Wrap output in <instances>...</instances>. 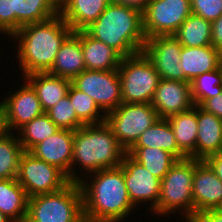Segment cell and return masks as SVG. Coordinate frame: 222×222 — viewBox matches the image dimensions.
<instances>
[{"instance_id":"obj_1","label":"cell","mask_w":222,"mask_h":222,"mask_svg":"<svg viewBox=\"0 0 222 222\" xmlns=\"http://www.w3.org/2000/svg\"><path fill=\"white\" fill-rule=\"evenodd\" d=\"M93 180L87 184L80 179L83 214L85 221L120 222L133 210L128 196L123 169H102L93 172ZM87 184V185H86Z\"/></svg>"},{"instance_id":"obj_2","label":"cell","mask_w":222,"mask_h":222,"mask_svg":"<svg viewBox=\"0 0 222 222\" xmlns=\"http://www.w3.org/2000/svg\"><path fill=\"white\" fill-rule=\"evenodd\" d=\"M72 32L60 14L45 21L25 25L15 32L12 36L19 39L18 60L22 75L48 72L62 43Z\"/></svg>"},{"instance_id":"obj_3","label":"cell","mask_w":222,"mask_h":222,"mask_svg":"<svg viewBox=\"0 0 222 222\" xmlns=\"http://www.w3.org/2000/svg\"><path fill=\"white\" fill-rule=\"evenodd\" d=\"M85 31L116 50L123 58L143 52L146 42L142 12L112 2Z\"/></svg>"},{"instance_id":"obj_4","label":"cell","mask_w":222,"mask_h":222,"mask_svg":"<svg viewBox=\"0 0 222 222\" xmlns=\"http://www.w3.org/2000/svg\"><path fill=\"white\" fill-rule=\"evenodd\" d=\"M126 153L106 122L83 125L74 131L71 182L81 179L72 170L78 162L90 174L120 166Z\"/></svg>"},{"instance_id":"obj_5","label":"cell","mask_w":222,"mask_h":222,"mask_svg":"<svg viewBox=\"0 0 222 222\" xmlns=\"http://www.w3.org/2000/svg\"><path fill=\"white\" fill-rule=\"evenodd\" d=\"M82 192L78 182L63 189L29 197L24 222H84Z\"/></svg>"},{"instance_id":"obj_6","label":"cell","mask_w":222,"mask_h":222,"mask_svg":"<svg viewBox=\"0 0 222 222\" xmlns=\"http://www.w3.org/2000/svg\"><path fill=\"white\" fill-rule=\"evenodd\" d=\"M196 160L186 157L173 164L161 180L158 206L152 212L168 215L181 208L187 222L193 219L192 186Z\"/></svg>"},{"instance_id":"obj_7","label":"cell","mask_w":222,"mask_h":222,"mask_svg":"<svg viewBox=\"0 0 222 222\" xmlns=\"http://www.w3.org/2000/svg\"><path fill=\"white\" fill-rule=\"evenodd\" d=\"M118 73L123 103L152 102L161 77L144 52L122 58Z\"/></svg>"},{"instance_id":"obj_8","label":"cell","mask_w":222,"mask_h":222,"mask_svg":"<svg viewBox=\"0 0 222 222\" xmlns=\"http://www.w3.org/2000/svg\"><path fill=\"white\" fill-rule=\"evenodd\" d=\"M159 118L151 103L122 102L115 110L106 114L105 122L119 144L128 151L140 135Z\"/></svg>"},{"instance_id":"obj_9","label":"cell","mask_w":222,"mask_h":222,"mask_svg":"<svg viewBox=\"0 0 222 222\" xmlns=\"http://www.w3.org/2000/svg\"><path fill=\"white\" fill-rule=\"evenodd\" d=\"M16 180L28 197L57 192L71 182L58 167L36 158L29 151L21 156Z\"/></svg>"},{"instance_id":"obj_10","label":"cell","mask_w":222,"mask_h":222,"mask_svg":"<svg viewBox=\"0 0 222 222\" xmlns=\"http://www.w3.org/2000/svg\"><path fill=\"white\" fill-rule=\"evenodd\" d=\"M191 14L190 0H150L142 13L145 38L174 35Z\"/></svg>"},{"instance_id":"obj_11","label":"cell","mask_w":222,"mask_h":222,"mask_svg":"<svg viewBox=\"0 0 222 222\" xmlns=\"http://www.w3.org/2000/svg\"><path fill=\"white\" fill-rule=\"evenodd\" d=\"M71 84L79 91L88 94L104 114L115 110L122 103L118 69L83 70L71 81Z\"/></svg>"},{"instance_id":"obj_12","label":"cell","mask_w":222,"mask_h":222,"mask_svg":"<svg viewBox=\"0 0 222 222\" xmlns=\"http://www.w3.org/2000/svg\"><path fill=\"white\" fill-rule=\"evenodd\" d=\"M143 52L162 79L186 82L180 62L182 45L174 35L147 38Z\"/></svg>"},{"instance_id":"obj_13","label":"cell","mask_w":222,"mask_h":222,"mask_svg":"<svg viewBox=\"0 0 222 222\" xmlns=\"http://www.w3.org/2000/svg\"><path fill=\"white\" fill-rule=\"evenodd\" d=\"M120 167L123 169L125 186L131 203L150 202L154 211L158 206L161 180L151 175L140 163L128 153L123 157Z\"/></svg>"},{"instance_id":"obj_14","label":"cell","mask_w":222,"mask_h":222,"mask_svg":"<svg viewBox=\"0 0 222 222\" xmlns=\"http://www.w3.org/2000/svg\"><path fill=\"white\" fill-rule=\"evenodd\" d=\"M192 198L193 217L206 210L222 209V181L205 160L195 161Z\"/></svg>"},{"instance_id":"obj_15","label":"cell","mask_w":222,"mask_h":222,"mask_svg":"<svg viewBox=\"0 0 222 222\" xmlns=\"http://www.w3.org/2000/svg\"><path fill=\"white\" fill-rule=\"evenodd\" d=\"M151 104L159 117L165 119L192 109L195 104L190 83L161 78Z\"/></svg>"},{"instance_id":"obj_16","label":"cell","mask_w":222,"mask_h":222,"mask_svg":"<svg viewBox=\"0 0 222 222\" xmlns=\"http://www.w3.org/2000/svg\"><path fill=\"white\" fill-rule=\"evenodd\" d=\"M74 131L59 129L52 136L39 142L29 152L36 158L58 167L71 181Z\"/></svg>"},{"instance_id":"obj_17","label":"cell","mask_w":222,"mask_h":222,"mask_svg":"<svg viewBox=\"0 0 222 222\" xmlns=\"http://www.w3.org/2000/svg\"><path fill=\"white\" fill-rule=\"evenodd\" d=\"M1 104L5 109L10 131L12 129L17 131L34 118L45 113L36 91L29 83L23 84L15 93L2 100Z\"/></svg>"},{"instance_id":"obj_18","label":"cell","mask_w":222,"mask_h":222,"mask_svg":"<svg viewBox=\"0 0 222 222\" xmlns=\"http://www.w3.org/2000/svg\"><path fill=\"white\" fill-rule=\"evenodd\" d=\"M197 124L196 149L190 157L206 160L222 151V119L197 105Z\"/></svg>"},{"instance_id":"obj_19","label":"cell","mask_w":222,"mask_h":222,"mask_svg":"<svg viewBox=\"0 0 222 222\" xmlns=\"http://www.w3.org/2000/svg\"><path fill=\"white\" fill-rule=\"evenodd\" d=\"M112 0H60L59 14L73 32L85 30L104 12Z\"/></svg>"},{"instance_id":"obj_20","label":"cell","mask_w":222,"mask_h":222,"mask_svg":"<svg viewBox=\"0 0 222 222\" xmlns=\"http://www.w3.org/2000/svg\"><path fill=\"white\" fill-rule=\"evenodd\" d=\"M86 70L81 47V31L72 32L62 43L48 73L73 80Z\"/></svg>"},{"instance_id":"obj_21","label":"cell","mask_w":222,"mask_h":222,"mask_svg":"<svg viewBox=\"0 0 222 222\" xmlns=\"http://www.w3.org/2000/svg\"><path fill=\"white\" fill-rule=\"evenodd\" d=\"M180 62L186 82L190 83L197 76L220 68L222 66V52L212 45L204 47L182 46Z\"/></svg>"},{"instance_id":"obj_22","label":"cell","mask_w":222,"mask_h":222,"mask_svg":"<svg viewBox=\"0 0 222 222\" xmlns=\"http://www.w3.org/2000/svg\"><path fill=\"white\" fill-rule=\"evenodd\" d=\"M24 77V80L36 91L45 113L67 95L71 85V80L48 72H35Z\"/></svg>"},{"instance_id":"obj_23","label":"cell","mask_w":222,"mask_h":222,"mask_svg":"<svg viewBox=\"0 0 222 222\" xmlns=\"http://www.w3.org/2000/svg\"><path fill=\"white\" fill-rule=\"evenodd\" d=\"M81 47L86 70L110 71L118 69L122 56L105 43L81 30Z\"/></svg>"},{"instance_id":"obj_24","label":"cell","mask_w":222,"mask_h":222,"mask_svg":"<svg viewBox=\"0 0 222 222\" xmlns=\"http://www.w3.org/2000/svg\"><path fill=\"white\" fill-rule=\"evenodd\" d=\"M29 197L16 178L0 179V212L12 222H24Z\"/></svg>"},{"instance_id":"obj_25","label":"cell","mask_w":222,"mask_h":222,"mask_svg":"<svg viewBox=\"0 0 222 222\" xmlns=\"http://www.w3.org/2000/svg\"><path fill=\"white\" fill-rule=\"evenodd\" d=\"M132 147H152L166 150L177 159L187 156L178 148L173 129L165 118H159L146 129Z\"/></svg>"},{"instance_id":"obj_26","label":"cell","mask_w":222,"mask_h":222,"mask_svg":"<svg viewBox=\"0 0 222 222\" xmlns=\"http://www.w3.org/2000/svg\"><path fill=\"white\" fill-rule=\"evenodd\" d=\"M170 123L178 148L190 157L196 149L197 139V105L192 109L167 118Z\"/></svg>"},{"instance_id":"obj_27","label":"cell","mask_w":222,"mask_h":222,"mask_svg":"<svg viewBox=\"0 0 222 222\" xmlns=\"http://www.w3.org/2000/svg\"><path fill=\"white\" fill-rule=\"evenodd\" d=\"M127 153L160 180L178 160L173 154L160 148L131 147Z\"/></svg>"},{"instance_id":"obj_28","label":"cell","mask_w":222,"mask_h":222,"mask_svg":"<svg viewBox=\"0 0 222 222\" xmlns=\"http://www.w3.org/2000/svg\"><path fill=\"white\" fill-rule=\"evenodd\" d=\"M185 47H204L211 45V22L191 14L174 34Z\"/></svg>"},{"instance_id":"obj_29","label":"cell","mask_w":222,"mask_h":222,"mask_svg":"<svg viewBox=\"0 0 222 222\" xmlns=\"http://www.w3.org/2000/svg\"><path fill=\"white\" fill-rule=\"evenodd\" d=\"M60 11V0H18V30L45 21Z\"/></svg>"},{"instance_id":"obj_30","label":"cell","mask_w":222,"mask_h":222,"mask_svg":"<svg viewBox=\"0 0 222 222\" xmlns=\"http://www.w3.org/2000/svg\"><path fill=\"white\" fill-rule=\"evenodd\" d=\"M58 130L55 123L44 113L18 130V132L21 131L19 142L24 151H30L35 145L52 136Z\"/></svg>"},{"instance_id":"obj_31","label":"cell","mask_w":222,"mask_h":222,"mask_svg":"<svg viewBox=\"0 0 222 222\" xmlns=\"http://www.w3.org/2000/svg\"><path fill=\"white\" fill-rule=\"evenodd\" d=\"M24 149L19 138L9 134L0 140V179L17 177L20 159Z\"/></svg>"},{"instance_id":"obj_32","label":"cell","mask_w":222,"mask_h":222,"mask_svg":"<svg viewBox=\"0 0 222 222\" xmlns=\"http://www.w3.org/2000/svg\"><path fill=\"white\" fill-rule=\"evenodd\" d=\"M190 86L195 105L201 106L208 98L219 95L222 92V66L197 76Z\"/></svg>"},{"instance_id":"obj_33","label":"cell","mask_w":222,"mask_h":222,"mask_svg":"<svg viewBox=\"0 0 222 222\" xmlns=\"http://www.w3.org/2000/svg\"><path fill=\"white\" fill-rule=\"evenodd\" d=\"M67 94L70 97L77 118L84 125L105 122L106 114L99 113L101 109L88 94L79 91L72 84L69 86ZM100 116L101 118H99Z\"/></svg>"},{"instance_id":"obj_34","label":"cell","mask_w":222,"mask_h":222,"mask_svg":"<svg viewBox=\"0 0 222 222\" xmlns=\"http://www.w3.org/2000/svg\"><path fill=\"white\" fill-rule=\"evenodd\" d=\"M46 114L59 129L75 131L84 124L77 118L68 94L50 108Z\"/></svg>"},{"instance_id":"obj_35","label":"cell","mask_w":222,"mask_h":222,"mask_svg":"<svg viewBox=\"0 0 222 222\" xmlns=\"http://www.w3.org/2000/svg\"><path fill=\"white\" fill-rule=\"evenodd\" d=\"M18 31V0H0V32L11 36Z\"/></svg>"},{"instance_id":"obj_36","label":"cell","mask_w":222,"mask_h":222,"mask_svg":"<svg viewBox=\"0 0 222 222\" xmlns=\"http://www.w3.org/2000/svg\"><path fill=\"white\" fill-rule=\"evenodd\" d=\"M192 14L213 22L222 15V0H190Z\"/></svg>"},{"instance_id":"obj_37","label":"cell","mask_w":222,"mask_h":222,"mask_svg":"<svg viewBox=\"0 0 222 222\" xmlns=\"http://www.w3.org/2000/svg\"><path fill=\"white\" fill-rule=\"evenodd\" d=\"M201 107L222 119V92L219 95L208 98Z\"/></svg>"},{"instance_id":"obj_38","label":"cell","mask_w":222,"mask_h":222,"mask_svg":"<svg viewBox=\"0 0 222 222\" xmlns=\"http://www.w3.org/2000/svg\"><path fill=\"white\" fill-rule=\"evenodd\" d=\"M211 45L222 52V15L211 23Z\"/></svg>"},{"instance_id":"obj_39","label":"cell","mask_w":222,"mask_h":222,"mask_svg":"<svg viewBox=\"0 0 222 222\" xmlns=\"http://www.w3.org/2000/svg\"><path fill=\"white\" fill-rule=\"evenodd\" d=\"M190 222H222V209L200 212L196 214Z\"/></svg>"},{"instance_id":"obj_40","label":"cell","mask_w":222,"mask_h":222,"mask_svg":"<svg viewBox=\"0 0 222 222\" xmlns=\"http://www.w3.org/2000/svg\"><path fill=\"white\" fill-rule=\"evenodd\" d=\"M216 173V176L222 181V151L209 156L205 160Z\"/></svg>"},{"instance_id":"obj_41","label":"cell","mask_w":222,"mask_h":222,"mask_svg":"<svg viewBox=\"0 0 222 222\" xmlns=\"http://www.w3.org/2000/svg\"><path fill=\"white\" fill-rule=\"evenodd\" d=\"M150 0H112V3L134 8L143 13Z\"/></svg>"},{"instance_id":"obj_42","label":"cell","mask_w":222,"mask_h":222,"mask_svg":"<svg viewBox=\"0 0 222 222\" xmlns=\"http://www.w3.org/2000/svg\"><path fill=\"white\" fill-rule=\"evenodd\" d=\"M11 132L8 127L5 109L0 102V140L9 135Z\"/></svg>"},{"instance_id":"obj_43","label":"cell","mask_w":222,"mask_h":222,"mask_svg":"<svg viewBox=\"0 0 222 222\" xmlns=\"http://www.w3.org/2000/svg\"><path fill=\"white\" fill-rule=\"evenodd\" d=\"M0 222H12L0 212Z\"/></svg>"}]
</instances>
